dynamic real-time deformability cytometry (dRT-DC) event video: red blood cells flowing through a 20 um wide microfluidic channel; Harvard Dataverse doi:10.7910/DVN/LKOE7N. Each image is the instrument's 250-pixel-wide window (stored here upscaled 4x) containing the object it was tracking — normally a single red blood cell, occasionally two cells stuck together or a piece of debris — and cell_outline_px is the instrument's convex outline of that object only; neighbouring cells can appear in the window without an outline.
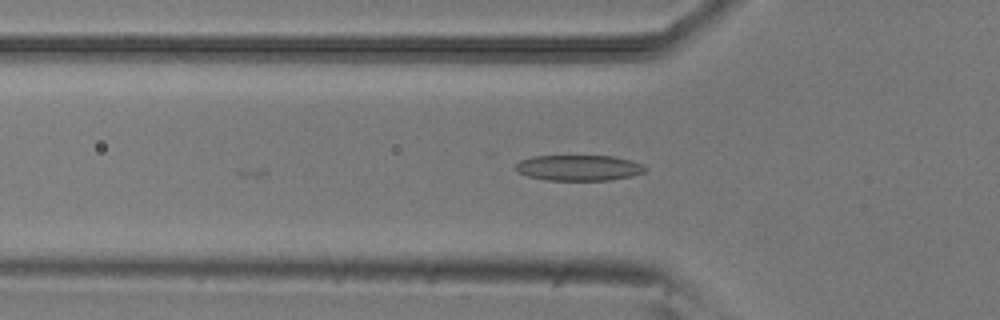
{"species": "common noctule bat (a hibernating species)", "species_latin": "Nyctalus noctula", "temperature_condition": "room temperature", "stored_images_in_passage": 35, "camera_frame_rate_fps": 3000, "um_per_image_px": 0.085, "animal": {"sex": "male", "body_mass_g": 20.5, "forearm_length_mm": 52.5}, "frame": {"image": 1, "passage_image": 5, "time_ms": 1.333, "image_size_px": [1000, 320], "cell_outline_px": [[648, 168], [644, 172], [632, 176], [608, 180], [548, 180], [528, 176], [520, 172], [516, 168], [516, 164], [520, 160], [532, 156], [612, 156], [632, 160], [644, 164]], "centroid_in_image_um": [49.25, 14.26], "position_along_channel_um": 76.5, "area_um2": 19.36}}
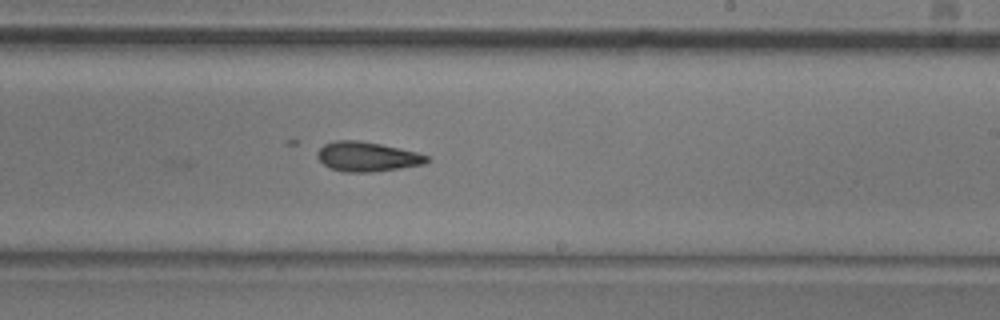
{"frame": {"image": 2, "passage_image": 19, "time_ms": 6.0, "image_size_px": [1000, 320], "cell_outline_px": [[428, 160], [424, 164], [368, 172], [344, 172], [332, 168], [324, 164], [316, 156], [320, 148], [324, 144], [336, 140], [360, 140], [400, 148], [416, 152], [428, 156]], "centroid_in_image_um": [31.18, 13.3], "position_along_channel_um": 257.8, "area_um2": 18.55}}
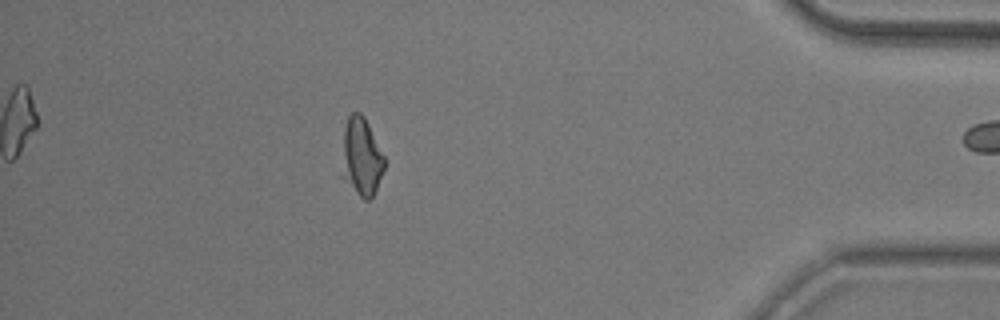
{"frame": {"image": 3, "passage_image": 34, "time_ms": 11.0, "image_size_px": [1000, 320], "cell_outline_px": [[384, 168], [376, 188], [372, 196], [368, 200], [364, 200], [340, 176], [344, 128], [348, 116], [352, 112], [360, 112], [364, 116], [384, 156]], "centroid_in_image_um": [30.68, 13.33], "position_along_channel_um": 404.5, "area_um2": 19.31}}